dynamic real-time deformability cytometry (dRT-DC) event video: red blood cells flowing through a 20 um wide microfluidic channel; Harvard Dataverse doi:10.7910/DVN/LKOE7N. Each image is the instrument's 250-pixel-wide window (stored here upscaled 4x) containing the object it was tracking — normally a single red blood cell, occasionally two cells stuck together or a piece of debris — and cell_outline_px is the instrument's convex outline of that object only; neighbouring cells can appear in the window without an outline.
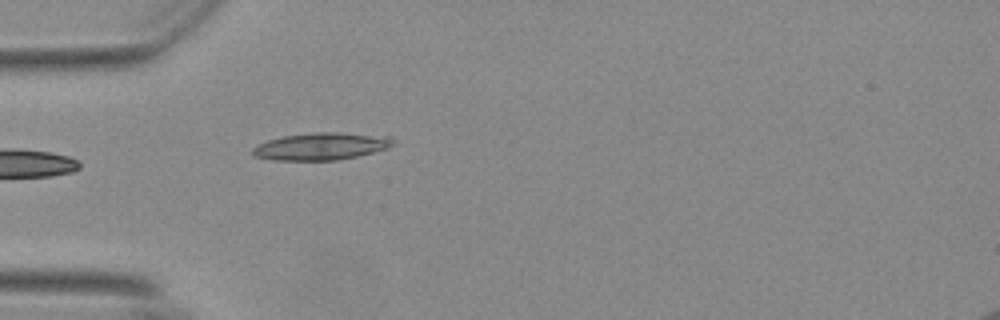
{"species": "Egyptian fruit bat (a non-hibernating species)", "species_latin": "Rousettus aegyptiacus", "temperature_condition": "warm", "stored_images_in_passage": 23, "camera_frame_rate_fps": 3000, "um_per_image_px": 0.085, "animal": {"sex": "female"}, "frame": {"image": 1, "passage_image": 1, "time_ms": 0.0, "image_size_px": [1000, 320], "cell_outline_px": [[392, 144], [388, 148], [356, 156], [336, 160], [276, 160], [252, 156], [252, 148], [268, 140], [284, 136], [312, 132], [340, 132], [392, 136]], "centroid_in_image_um": [27.3, 12.43], "position_along_channel_um": 57.7, "area_um2": 22.2}}
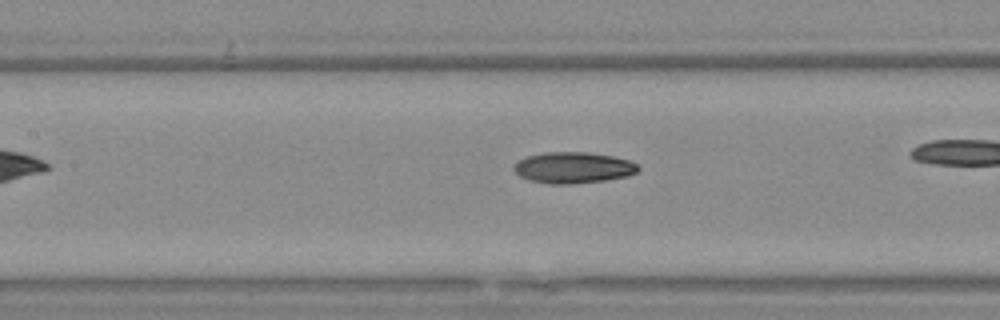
{"frame": {"image": 2, "passage_image": 7, "time_ms": 2.0, "image_size_px": [1000, 320], "cell_outline_px": [[640, 168], [636, 172], [628, 176], [604, 180], [568, 184], [548, 184], [528, 180], [520, 176], [512, 168], [520, 160], [528, 156], [544, 152], [588, 152], [612, 156], [628, 160], [636, 164]], "centroid_in_image_um": [48.71, 14.25], "position_along_channel_um": 158.7, "area_um2": 22.43}}